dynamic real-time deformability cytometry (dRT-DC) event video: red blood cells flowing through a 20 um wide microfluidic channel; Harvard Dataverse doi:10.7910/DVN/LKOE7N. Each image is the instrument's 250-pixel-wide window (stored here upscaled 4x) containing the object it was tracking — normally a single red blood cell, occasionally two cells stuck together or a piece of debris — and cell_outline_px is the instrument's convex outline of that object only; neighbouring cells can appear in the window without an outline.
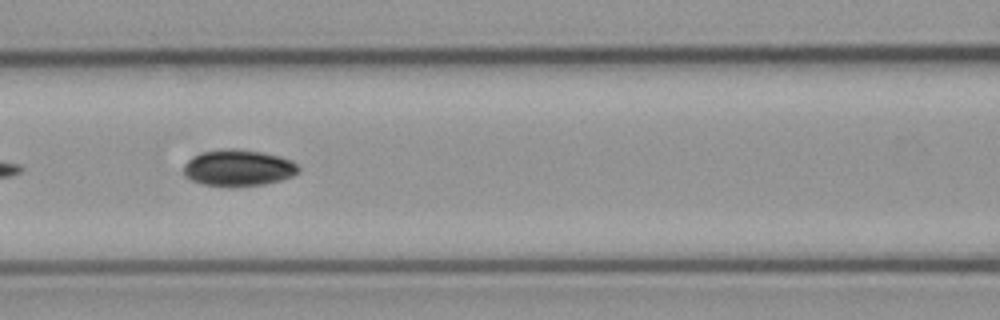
{"species": "common noctule bat (a hibernating species)", "species_latin": "Nyctalus noctula", "temperature_condition": "cold", "stored_images_in_passage": 7, "camera_frame_rate_fps": 3000, "um_per_image_px": 0.085, "animal": {"sex": "male", "body_mass_g": 23.1, "forearm_length_mm": 52.7}, "frame": {"image": 1, "passage_image": 6, "time_ms": 6.0, "image_size_px": [1000, 320], "cell_outline_px": [[300, 172], [292, 176], [280, 180], [264, 184], [232, 188], [200, 184], [184, 176], [184, 164], [192, 156], [200, 152], [220, 148], [236, 148], [264, 152], [280, 156], [292, 160], [300, 168]], "centroid_in_image_um": [20.24, 14.27], "position_along_channel_um": 146.4, "area_um2": 25.09}}
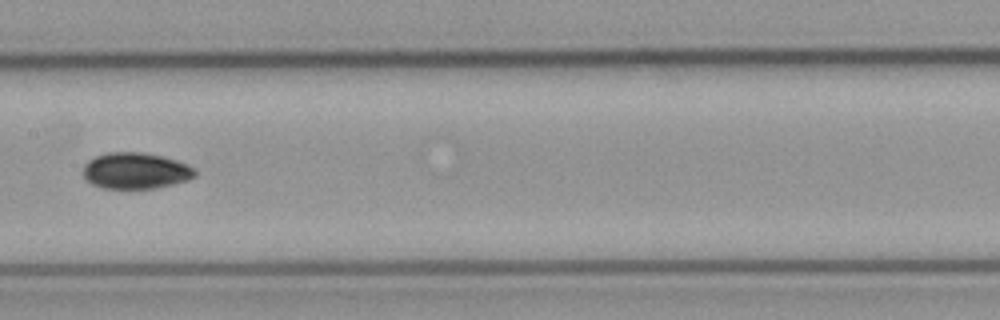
{"frame": {"image": 2, "passage_image": 7, "time_ms": 7.333, "image_size_px": [1000, 320], "cell_outline_px": [[196, 176], [188, 180], [156, 188], [104, 188], [92, 184], [84, 176], [84, 164], [88, 160], [96, 156], [108, 152], [140, 152], [160, 156], [176, 160], [188, 164], [196, 172]], "centroid_in_image_um": [11.53, 14.51], "position_along_channel_um": 195.9, "area_um2": 23.41}}